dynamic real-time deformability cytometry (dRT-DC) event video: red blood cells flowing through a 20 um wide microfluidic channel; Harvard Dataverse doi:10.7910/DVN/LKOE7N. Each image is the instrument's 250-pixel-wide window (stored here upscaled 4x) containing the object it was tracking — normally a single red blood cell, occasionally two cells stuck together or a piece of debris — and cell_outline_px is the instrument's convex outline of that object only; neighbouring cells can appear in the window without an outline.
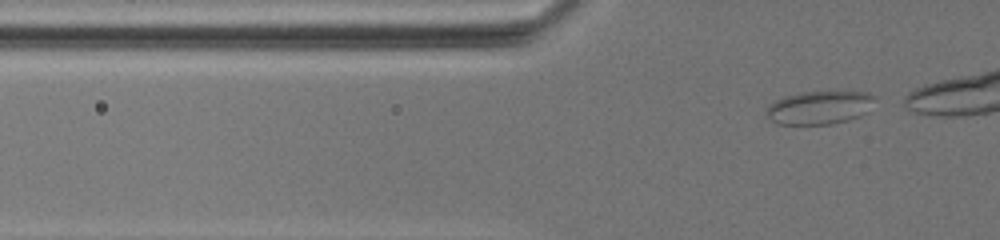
{"species": "common noctule bat (a hibernating species)", "species_latin": "Nyctalus noctula", "temperature_condition": "warm", "stored_images_in_passage": 19, "camera_frame_rate_fps": 3000, "um_per_image_px": 0.085, "animal": {"sex": "female", "body_mass_g": 19.5, "forearm_length_mm": 54.1}, "frame": {"image": 1, "passage_image": 9, "time_ms": 2.667, "image_size_px": [1000, 240], "cell_outline_px": [[876, 96], [868, 112], [860, 116], [848, 120], [832, 124], [776, 124], [764, 116], [768, 108], [780, 96], [800, 92], [868, 92]], "centroid_in_image_um": [69.64, 9.14], "position_along_channel_um": 56.2, "area_um2": 21.21}}
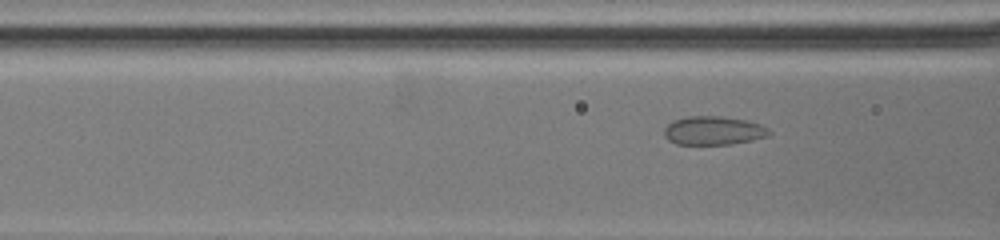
{"frame": {"image": 2, "passage_image": 16, "time_ms": 5.0, "image_size_px": [1000, 240], "cell_outline_px": [[772, 132], [768, 136], [752, 140], [732, 144], [676, 144], [668, 140], [664, 136], [664, 128], [672, 120], [688, 116], [720, 116], [748, 120], [760, 124], [768, 128]], "centroid_in_image_um": [60.64, 11.09], "position_along_channel_um": 106.0, "area_um2": 17.69}}